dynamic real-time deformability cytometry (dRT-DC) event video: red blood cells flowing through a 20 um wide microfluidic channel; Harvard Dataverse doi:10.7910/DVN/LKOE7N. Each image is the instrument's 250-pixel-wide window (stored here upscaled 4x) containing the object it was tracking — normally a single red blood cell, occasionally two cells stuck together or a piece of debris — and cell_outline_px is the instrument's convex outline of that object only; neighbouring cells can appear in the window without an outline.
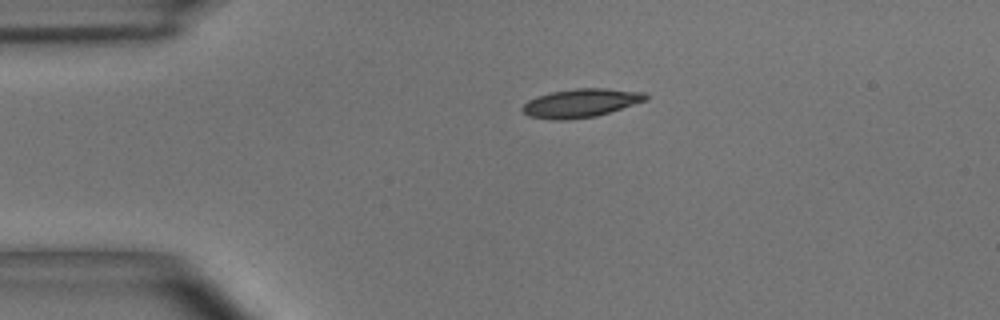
{"species": "common noctule bat (a hibernating species)", "species_latin": "Nyctalus noctula", "temperature_condition": "room temperature", "stored_images_in_passage": 34, "camera_frame_rate_fps": 3000, "um_per_image_px": 0.085, "animal": {"sex": "male", "body_mass_g": 15.6}, "frame": {"image": 1, "passage_image": 1, "time_ms": 0.0, "image_size_px": [1000, 320], "cell_outline_px": [[648, 100], [596, 116], [568, 120], [552, 120], [528, 116], [520, 108], [528, 100], [536, 96], [552, 92], [576, 88], [604, 88], [644, 92], [648, 96]], "centroid_in_image_um": [49.36, 8.76], "position_along_channel_um": 35.6, "area_um2": 20.58}}
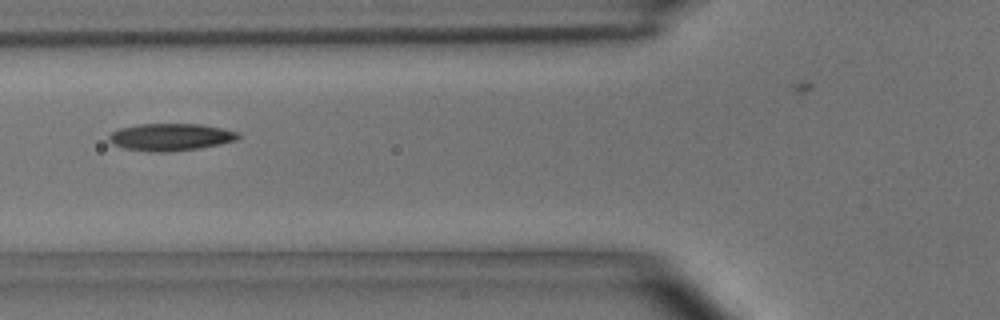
{"frame": {"image": 2, "passage_image": 10, "time_ms": 3.0, "image_size_px": [1000, 320], "cell_outline_px": [[240, 136], [236, 140], [220, 144], [200, 148], [168, 152], [152, 152], [124, 148], [112, 144], [108, 140], [108, 136], [112, 132], [120, 128], [140, 124], [200, 124], [224, 128], [236, 132]], "centroid_in_image_um": [14.48, 11.65], "position_along_channel_um": 111.3, "area_um2": 20.52}}
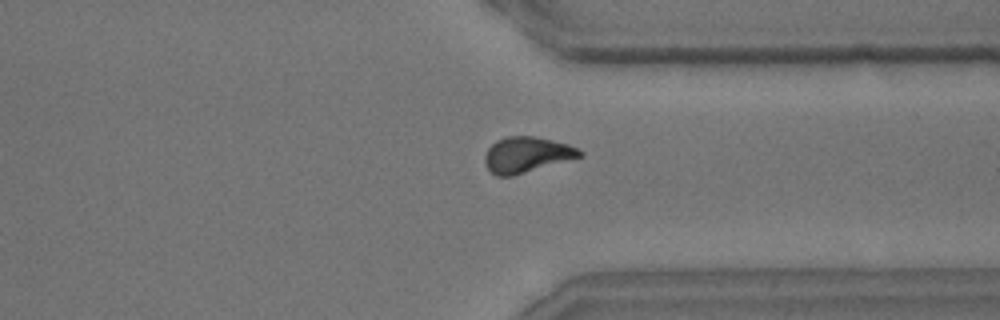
{"frame": {"image": 3, "passage_image": 31, "time_ms": 10.0, "image_size_px": [1000, 320], "cell_outline_px": [[584, 156], [512, 176], [496, 176], [488, 168], [484, 160], [484, 156], [488, 148], [496, 140], [508, 136], [536, 136], [568, 144], [584, 152]], "centroid_in_image_um": [44.78, 13.14], "position_along_channel_um": 366.6, "area_um2": 19.71}}